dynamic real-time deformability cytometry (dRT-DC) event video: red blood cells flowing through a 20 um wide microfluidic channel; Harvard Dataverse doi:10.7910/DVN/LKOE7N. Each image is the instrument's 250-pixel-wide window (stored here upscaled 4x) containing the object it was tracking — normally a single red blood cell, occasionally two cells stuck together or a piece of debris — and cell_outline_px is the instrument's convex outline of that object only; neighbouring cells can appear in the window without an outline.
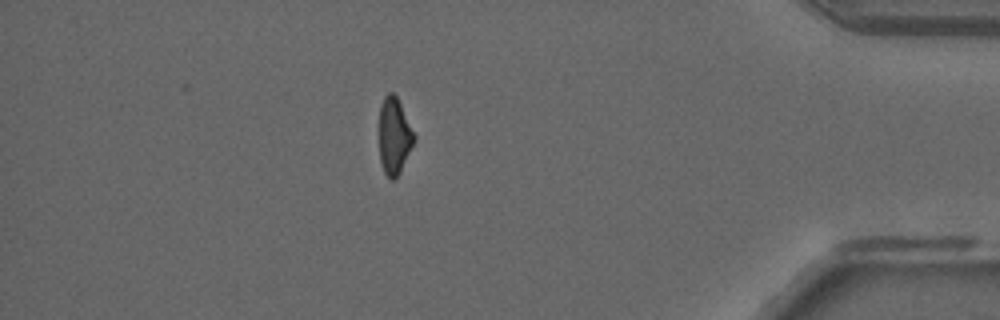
{"species": "common noctule bat (a hibernating species)", "species_latin": "Nyctalus noctula", "temperature_condition": "room temperature", "stored_images_in_passage": 51, "camera_frame_rate_fps": 3000, "um_per_image_px": 0.085, "animal": {"sex": "male", "forearm_length_mm": 52.5}, "frame": {"image": 1, "passage_image": 44, "time_ms": 14.333, "image_size_px": [1000, 320], "cell_outline_px": [[416, 136], [400, 172], [392, 180], [384, 172], [380, 160], [380, 104], [384, 96], [388, 92], [392, 92], [396, 96]], "centroid_in_image_um": [33.5, 11.53], "position_along_channel_um": 401.7, "area_um2": 15.2}, "authors_computed_cell_mechanics": {"area_um2": 17.1088, "velocity_mm_per_s": 3.9361, "shape_relaxation_time_tau1_ms": null, "shape_relaxation_time_tau2_ms": 3.972, "deformation_change_tau1": null, "deformation_change_tau2": 0.1091}}